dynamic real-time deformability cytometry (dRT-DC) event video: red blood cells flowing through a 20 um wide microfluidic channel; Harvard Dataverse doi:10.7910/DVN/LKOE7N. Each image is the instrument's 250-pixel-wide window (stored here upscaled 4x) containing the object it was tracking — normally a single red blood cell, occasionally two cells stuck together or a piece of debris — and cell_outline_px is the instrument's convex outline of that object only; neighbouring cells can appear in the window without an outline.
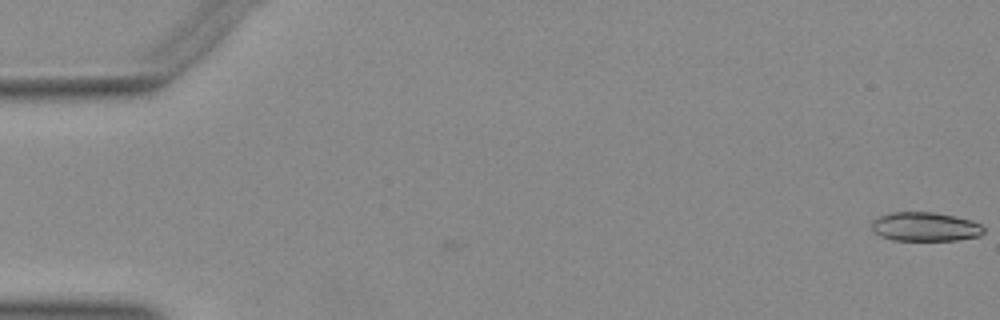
{"species": "Egyptian fruit bat (a non-hibernating species)", "species_latin": "Rousettus aegyptiacus", "temperature_condition": "warm", "stored_images_in_passage": 16, "camera_frame_rate_fps": 3000, "um_per_image_px": 0.085, "animal": {"sex": "female"}, "frame": {"image": 1, "passage_image": 1, "time_ms": 0.0, "image_size_px": [1000, 320], "cell_outline_px": [[984, 232], [980, 236], [956, 240], [892, 240], [880, 236], [872, 228], [872, 220], [880, 216], [892, 212], [932, 212], [972, 220], [980, 224], [984, 228]], "centroid_in_image_um": [78.64, 19.27], "position_along_channel_um": 6.4, "area_um2": 18.84}}
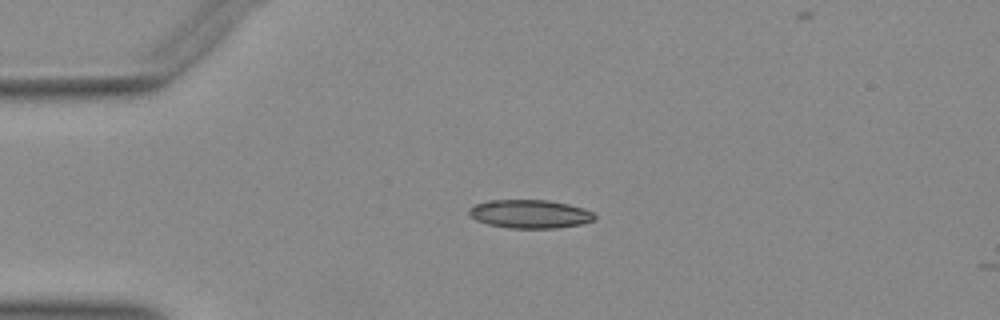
{"frame": {"image": 2, "passage_image": 13, "time_ms": 4.0, "image_size_px": [1000, 320], "cell_outline_px": [[596, 220], [580, 224], [556, 228], [508, 228], [488, 224], [476, 220], [468, 216], [468, 212], [476, 204], [488, 200], [548, 200], [568, 204], [584, 208], [592, 212], [596, 216]], "centroid_in_image_um": [45.05, 18.19], "position_along_channel_um": 39.9, "area_um2": 20.87}}